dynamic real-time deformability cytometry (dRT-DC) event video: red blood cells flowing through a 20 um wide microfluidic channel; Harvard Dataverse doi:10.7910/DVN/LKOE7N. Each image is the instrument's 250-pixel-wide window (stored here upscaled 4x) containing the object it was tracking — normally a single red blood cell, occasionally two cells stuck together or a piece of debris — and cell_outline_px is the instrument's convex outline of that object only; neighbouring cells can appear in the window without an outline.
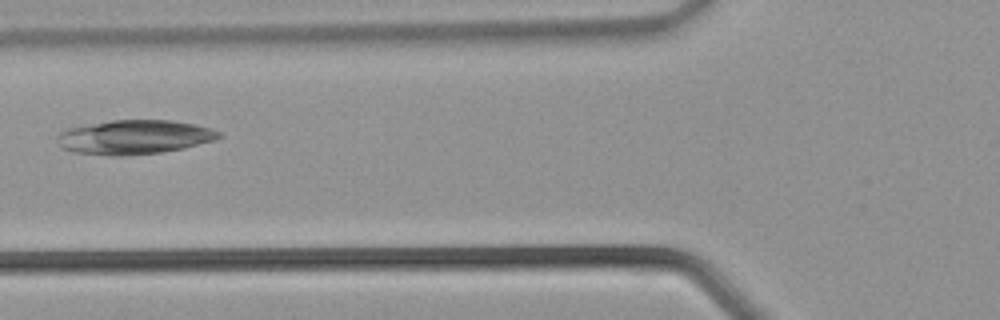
{"species": "common noctule bat (a hibernating species)", "species_latin": "Nyctalus noctula", "temperature_condition": "warm", "stored_images_in_passage": 15, "camera_frame_rate_fps": 3000, "um_per_image_px": 0.085, "animal": {"sex": "male", "body_mass_g": 21.5, "forearm_length_mm": 52.0}, "frame": {"image": 1, "passage_image": 3, "time_ms": 0.667, "image_size_px": [1000, 320], "cell_outline_px": [[224, 136], [216, 140], [184, 148], [160, 152], [124, 156], [112, 156], [76, 152], [60, 148], [56, 140], [56, 136], [60, 132], [68, 128], [112, 120], [172, 120], [196, 124], [212, 128], [220, 132]], "centroid_in_image_um": [11.44, 11.65], "position_along_channel_um": 114.4, "area_um2": 32.48}}
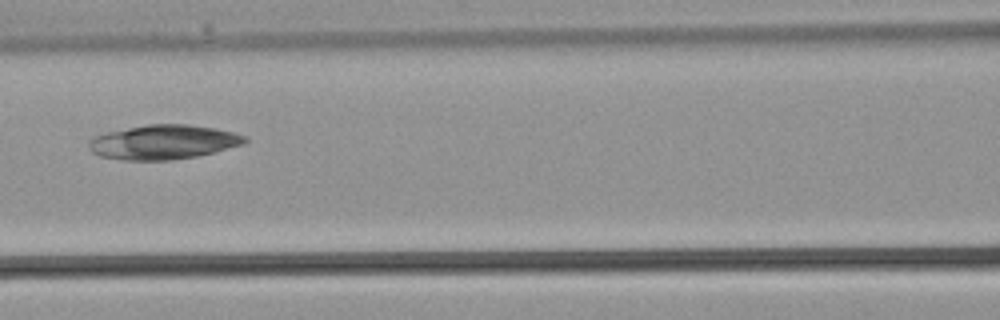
{"frame": {"image": 2, "passage_image": 5, "time_ms": 1.333, "image_size_px": [1000, 320], "cell_outline_px": [[248, 140], [244, 144], [196, 156], [172, 160], [124, 160], [100, 156], [92, 152], [88, 148], [88, 140], [92, 136], [108, 132], [148, 124], [188, 124], [216, 128], [248, 136]], "centroid_in_image_um": [13.87, 12.07], "position_along_channel_um": 152.7, "area_um2": 31.33}}
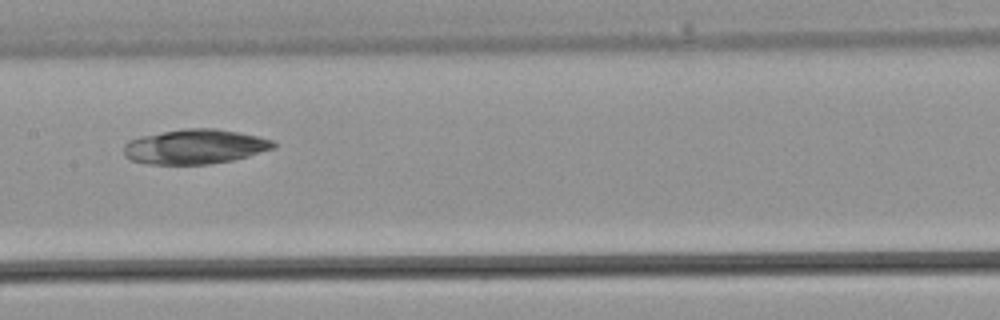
{"frame": {"image": 3, "passage_image": 7, "time_ms": 2.0, "image_size_px": [1000, 320], "cell_outline_px": [[276, 148], [248, 156], [232, 160], [208, 164], [148, 164], [132, 160], [124, 156], [124, 144], [128, 140], [140, 136], [184, 128], [216, 128], [256, 136], [272, 140], [276, 144]], "centroid_in_image_um": [16.55, 12.46], "position_along_channel_um": 190.9, "area_um2": 30.23}}